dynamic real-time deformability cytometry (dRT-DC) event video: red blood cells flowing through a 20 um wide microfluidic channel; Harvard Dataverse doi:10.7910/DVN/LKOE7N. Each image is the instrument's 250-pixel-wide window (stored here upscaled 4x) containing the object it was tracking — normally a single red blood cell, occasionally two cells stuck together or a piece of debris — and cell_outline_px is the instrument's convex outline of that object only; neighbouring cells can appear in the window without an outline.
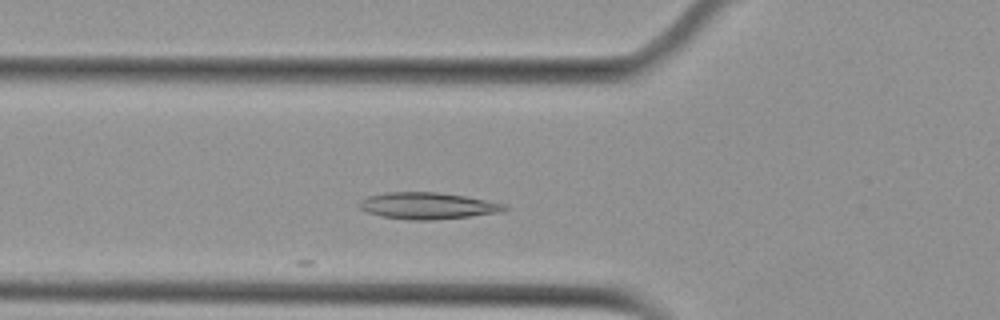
{"species": "Egyptian fruit bat (a non-hibernating species)", "species_latin": "Rousettus aegyptiacus", "temperature_condition": "cold", "stored_images_in_passage": 10, "camera_frame_rate_fps": 3000, "um_per_image_px": 0.085, "animal": {"sex": "female"}, "frame": {"image": 1, "passage_image": 3, "time_ms": 0.667, "image_size_px": [1000, 320], "cell_outline_px": [[508, 208], [504, 212], [432, 220], [408, 220], [380, 216], [368, 212], [360, 208], [360, 200], [368, 196], [388, 192], [436, 192], [464, 196], [508, 204]], "centroid_in_image_um": [36.38, 17.49], "position_along_channel_um": 89.4, "area_um2": 22.48}}
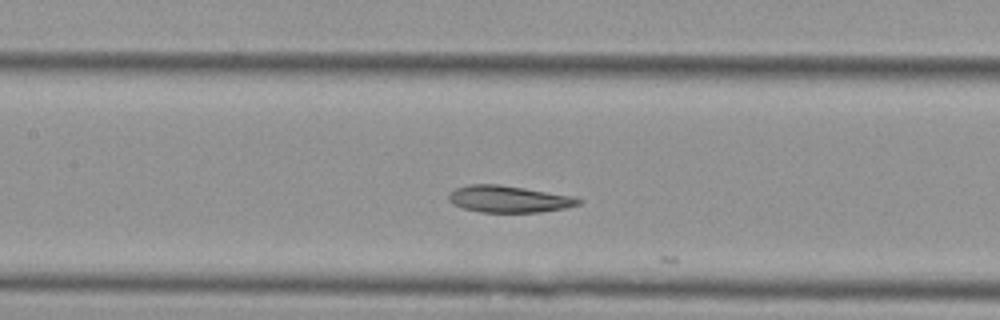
{"frame": {"image": 2, "passage_image": 9, "time_ms": 2.667, "image_size_px": [1000, 320], "cell_outline_px": [[584, 200], [580, 204], [564, 208], [540, 212], [480, 212], [464, 208], [452, 204], [448, 200], [448, 192], [456, 188], [468, 184], [500, 184], [576, 196]], "centroid_in_image_um": [43.25, 16.91], "position_along_channel_um": 164.1, "area_um2": 20.52}}